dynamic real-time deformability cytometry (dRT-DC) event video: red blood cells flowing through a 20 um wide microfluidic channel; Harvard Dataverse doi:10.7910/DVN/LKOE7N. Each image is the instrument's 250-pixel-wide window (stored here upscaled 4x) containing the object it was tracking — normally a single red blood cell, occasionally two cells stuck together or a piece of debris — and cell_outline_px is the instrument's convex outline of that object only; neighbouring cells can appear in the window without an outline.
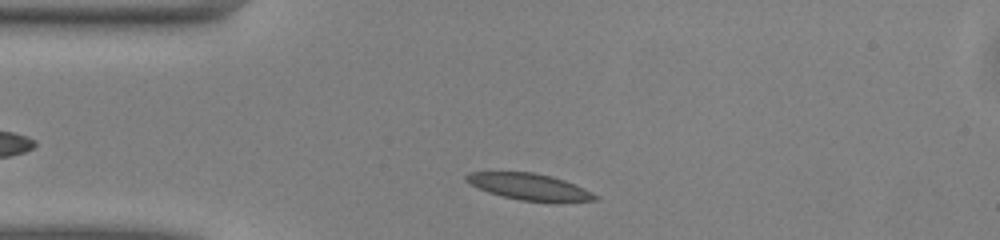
{"species": "common noctule bat (a hibernating species)", "species_latin": "Nyctalus noctula", "temperature_condition": "warm", "stored_images_in_passage": 34, "camera_frame_rate_fps": 3000, "um_per_image_px": 0.085, "animal": {"sex": "male", "body_mass_g": 13.0, "forearm_length_mm": 53.1}, "frame": {"image": 1, "passage_image": 3, "time_ms": 0.667, "image_size_px": [1000, 240], "cell_outline_px": [[600, 196], [596, 200], [520, 200], [488, 192], [464, 180], [464, 176], [468, 172], [532, 172], [552, 176], [564, 180], [584, 188]], "centroid_in_image_um": [44.95, 15.83], "position_along_channel_um": 40.1, "area_um2": 19.19}}
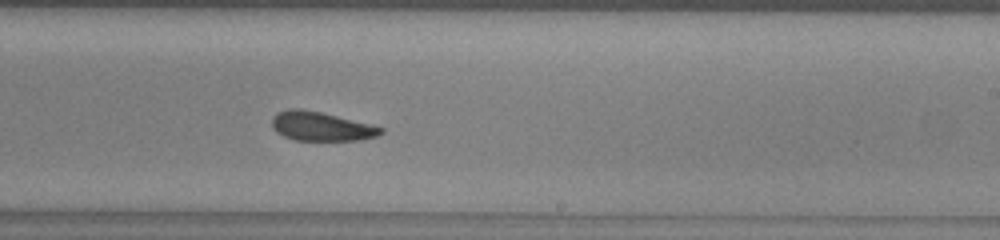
{"frame": {"image": 2, "passage_image": 21, "time_ms": 6.667, "image_size_px": [1000, 240], "cell_outline_px": [[384, 132], [376, 136], [360, 140], [292, 140], [276, 132], [272, 128], [272, 116], [276, 112], [288, 108], [300, 108], [320, 112], [384, 128]], "centroid_in_image_um": [27.23, 10.74], "position_along_channel_um": 261.8, "area_um2": 18.38}}
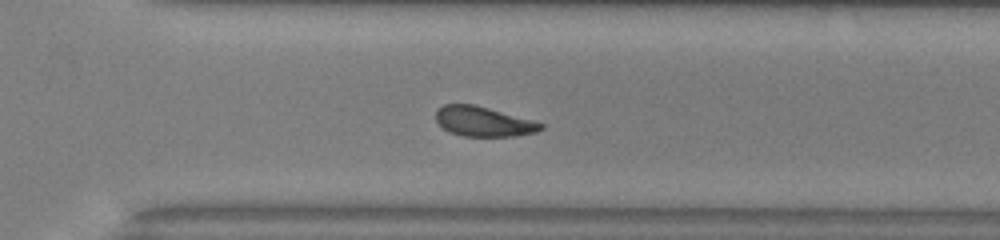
{"frame": {"image": 3, "passage_image": 26, "time_ms": 8.333, "image_size_px": [1000, 240], "cell_outline_px": [[544, 128], [536, 132], [512, 136], [460, 136], [448, 132], [436, 120], [436, 108], [444, 104], [472, 104], [488, 108], [532, 120], [544, 124]], "centroid_in_image_um": [41.06, 10.33], "position_along_channel_um": 329.5, "area_um2": 18.15}, "authors_computed_cell_mechanics": {"area_um2": 19.3341, "velocity_mm_per_s": 4.07, "shape_relaxation_time_tau1_ms": 4.7247, "shape_relaxation_time_tau2_ms": 2.6798, "deformation_change_tau1": 0.141, "deformation_change_tau2": 0.0956}}